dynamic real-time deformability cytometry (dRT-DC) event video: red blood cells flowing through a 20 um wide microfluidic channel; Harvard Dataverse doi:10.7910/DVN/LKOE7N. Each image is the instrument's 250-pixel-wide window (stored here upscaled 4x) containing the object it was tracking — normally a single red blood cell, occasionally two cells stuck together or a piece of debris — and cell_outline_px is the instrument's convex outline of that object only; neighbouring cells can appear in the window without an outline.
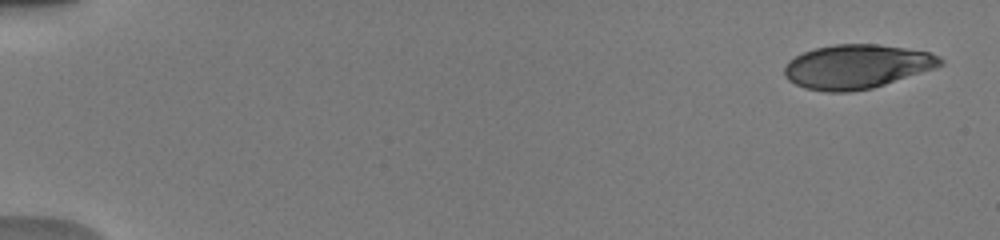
{"species": "human", "species_latin": "Homo sapiens", "temperature_condition": "warm", "stored_images_in_passage": 75, "camera_frame_rate_fps": 3000, "um_per_image_px": 0.085, "donor": {"sex": "male"}, "frame": {"image": 1, "passage_image": 3, "time_ms": 0.333, "image_size_px": [1000, 240], "cell_outline_px": [[944, 64], [872, 88], [848, 92], [824, 92], [804, 88], [788, 80], [784, 76], [784, 68], [788, 60], [804, 52], [816, 48], [836, 44], [880, 44], [928, 52], [940, 56], [944, 60]], "centroid_in_image_um": [72.78, 5.66], "position_along_channel_um": 12.2, "area_um2": 39.77}}
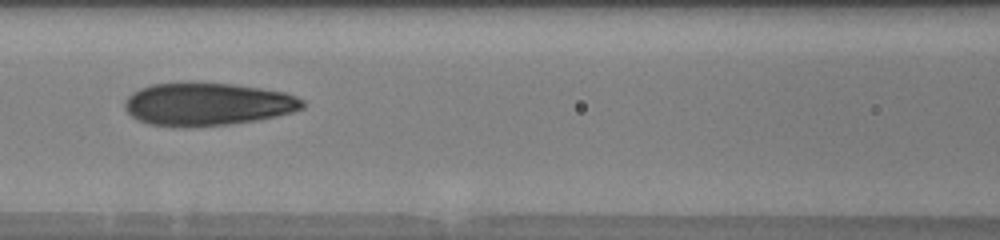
{"frame": {"image": 2, "passage_image": 38, "time_ms": 8.0, "image_size_px": [1000, 240], "cell_outline_px": [[304, 108], [292, 112], [260, 120], [228, 124], [188, 128], [184, 128], [148, 124], [132, 116], [124, 108], [124, 100], [132, 92], [140, 88], [152, 84], [188, 80], [232, 84], [260, 88], [284, 92], [296, 96], [304, 100]], "centroid_in_image_um": [17.6, 8.84], "position_along_channel_um": 149.0, "area_um2": 45.37}}
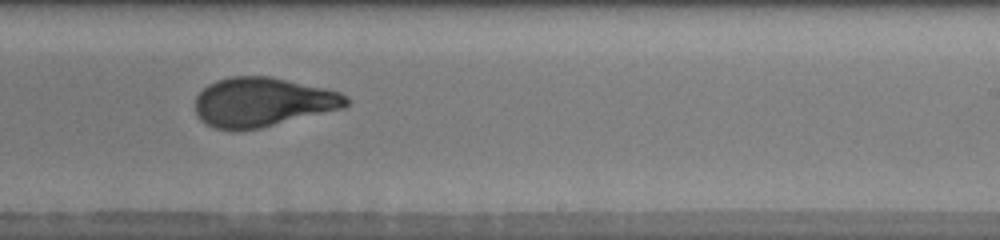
{"frame": {"image": 3, "passage_image": 51, "time_ms": 11.0, "image_size_px": [1000, 240], "cell_outline_px": [[348, 104], [344, 108], [260, 128], [236, 132], [232, 132], [212, 128], [200, 120], [196, 116], [196, 96], [208, 84], [216, 80], [232, 76], [272, 76], [324, 88], [340, 92], [348, 96]], "centroid_in_image_um": [22.29, 8.7], "position_along_channel_um": 266.7, "area_um2": 43.81}, "authors_computed_cell_mechanics": {"area_um2": 42.9454, "velocity_mm_per_s": 3.9339, "shape_relaxation_time_tau1_ms": 6.1363, "shape_relaxation_time_tau2_ms": 1.0811, "deformation_change_tau1": 0.2452, "deformation_change_tau2": 0.0803}}